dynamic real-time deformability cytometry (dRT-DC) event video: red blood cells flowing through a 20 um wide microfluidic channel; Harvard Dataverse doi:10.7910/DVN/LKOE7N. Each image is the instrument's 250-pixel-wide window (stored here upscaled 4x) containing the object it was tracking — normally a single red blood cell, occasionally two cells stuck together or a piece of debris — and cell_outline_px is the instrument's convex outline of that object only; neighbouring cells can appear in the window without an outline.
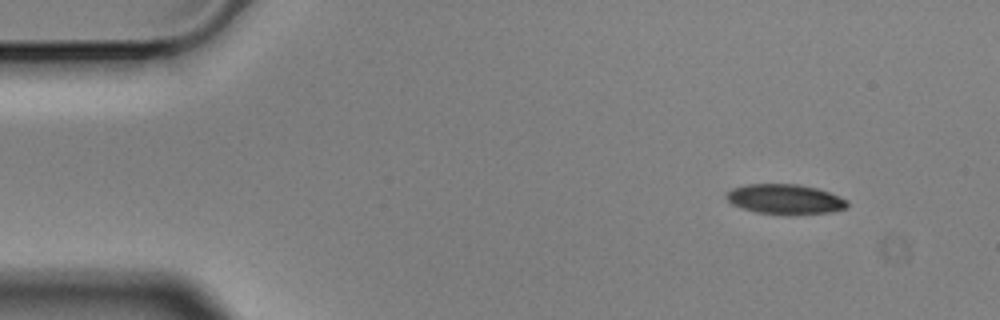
{"species": "Egyptian fruit bat (a non-hibernating species)", "species_latin": "Rousettus aegyptiacus", "temperature_condition": "cold", "stored_images_in_passage": 4, "camera_frame_rate_fps": 3000, "um_per_image_px": 0.085, "animal": {"sex": "male"}, "frame": {"image": 1, "passage_image": 1, "time_ms": 0.0, "image_size_px": [1000, 320], "cell_outline_px": [[848, 204], [844, 208], [832, 212], [792, 216], [788, 216], [756, 212], [740, 208], [732, 204], [724, 196], [724, 192], [732, 188], [744, 184], [796, 184], [816, 188], [828, 192], [848, 200]], "centroid_in_image_um": [66.68, 16.95], "position_along_channel_um": 18.3, "area_um2": 21.56}}
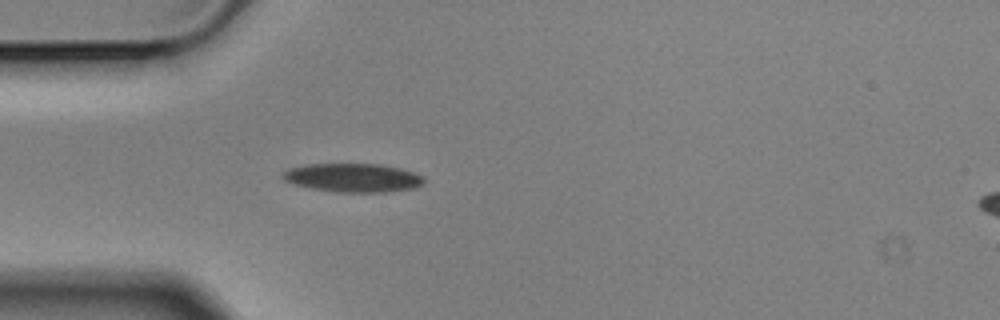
{"frame": {"image": 2, "passage_image": 4, "time_ms": 1.0, "image_size_px": [1000, 320], "cell_outline_px": [[424, 184], [412, 188], [384, 192], [336, 192], [312, 188], [296, 184], [284, 180], [280, 176], [288, 168], [304, 164], [380, 164], [400, 168], [412, 172], [420, 176], [424, 180]], "centroid_in_image_um": [29.96, 15.1], "position_along_channel_um": 55.0, "area_um2": 23.41}}